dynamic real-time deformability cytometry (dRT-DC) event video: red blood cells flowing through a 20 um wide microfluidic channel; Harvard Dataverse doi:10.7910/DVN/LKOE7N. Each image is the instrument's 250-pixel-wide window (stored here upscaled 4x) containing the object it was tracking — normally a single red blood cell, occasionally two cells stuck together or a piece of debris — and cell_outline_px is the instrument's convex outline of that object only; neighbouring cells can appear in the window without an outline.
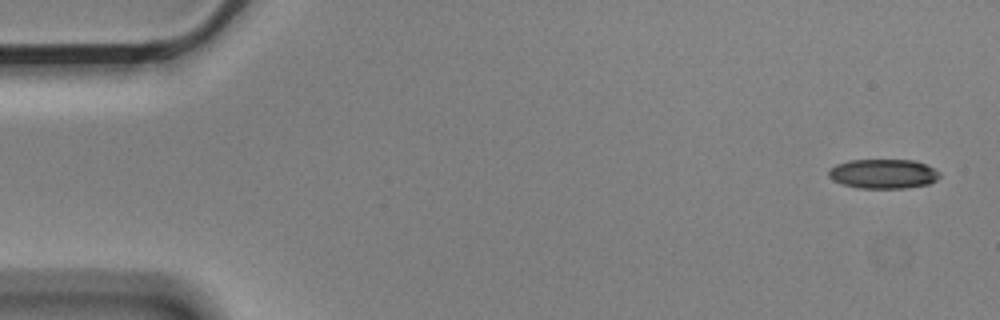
{"species": "Egyptian fruit bat (a non-hibernating species)", "species_latin": "Rousettus aegyptiacus", "temperature_condition": "cold", "stored_images_in_passage": 3, "camera_frame_rate_fps": 3000, "um_per_image_px": 0.085, "animal": {"sex": "male"}, "frame": {"image": 1, "passage_image": 1, "time_ms": 0.0, "image_size_px": [1000, 320], "cell_outline_px": [[940, 176], [936, 180], [928, 184], [904, 188], [856, 188], [840, 184], [832, 180], [828, 176], [828, 168], [836, 164], [848, 160], [916, 160], [940, 172]], "centroid_in_image_um": [75.02, 14.77], "position_along_channel_um": 10.0, "area_um2": 19.25}}
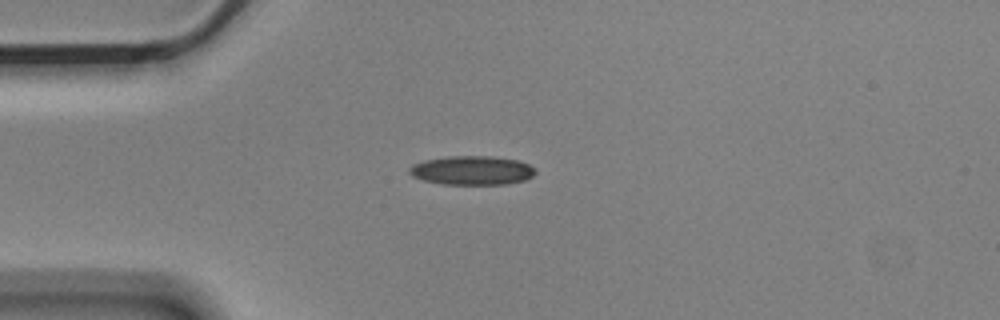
{"frame": {"image": 2, "passage_image": 3, "time_ms": 0.667, "image_size_px": [1000, 320], "cell_outline_px": [[536, 172], [532, 176], [524, 180], [508, 184], [444, 184], [424, 180], [412, 176], [408, 172], [408, 168], [412, 164], [424, 160], [448, 156], [492, 156], [520, 160], [536, 168]], "centroid_in_image_um": [40.13, 14.47], "position_along_channel_um": 44.9, "area_um2": 21.44}}